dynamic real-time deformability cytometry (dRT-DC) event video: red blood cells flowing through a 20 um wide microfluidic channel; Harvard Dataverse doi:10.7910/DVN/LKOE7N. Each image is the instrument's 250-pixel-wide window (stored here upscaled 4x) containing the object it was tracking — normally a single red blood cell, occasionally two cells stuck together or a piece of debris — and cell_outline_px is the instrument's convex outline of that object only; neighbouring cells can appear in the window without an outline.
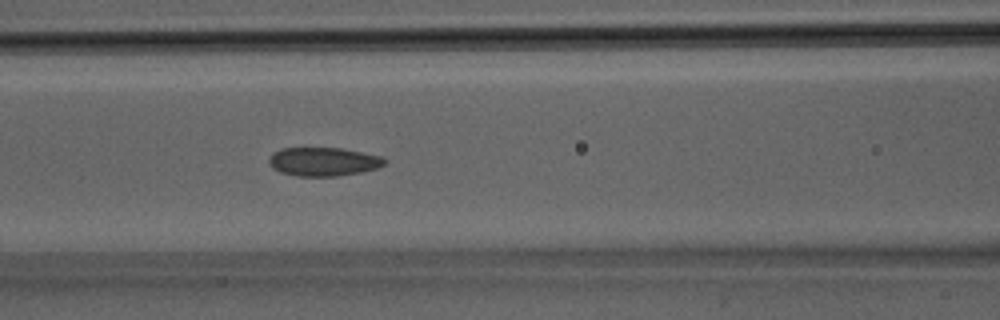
{"species": "Egyptian fruit bat (a non-hibernating species)", "species_latin": "Rousettus aegyptiacus", "temperature_condition": "room temperature", "stored_images_in_passage": 24, "camera_frame_rate_fps": 3000, "um_per_image_px": 0.085, "animal": {"sex": "male"}, "frame": {"image": 1, "passage_image": 5, "time_ms": 1.333, "image_size_px": [1000, 320], "cell_outline_px": [[388, 160], [384, 164], [376, 168], [360, 172], [336, 176], [296, 176], [280, 172], [272, 168], [268, 164], [268, 156], [272, 152], [280, 148], [340, 148], [380, 156]], "centroid_in_image_um": [27.41, 13.74], "position_along_channel_um": 139.2, "area_um2": 19.36}}
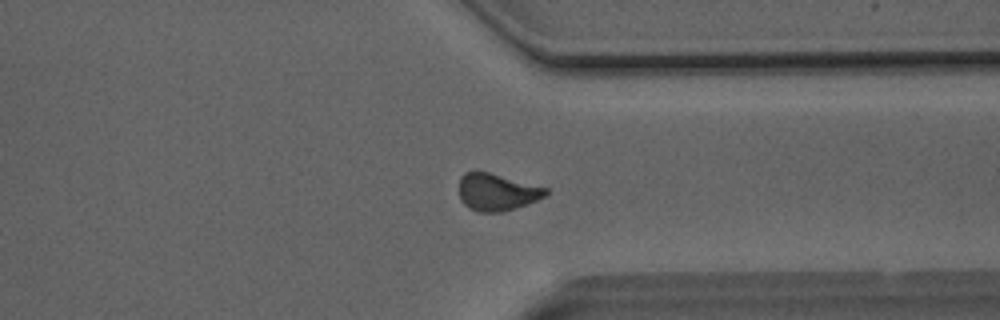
{"frame": {"image": 2, "passage_image": 16, "time_ms": 5.0, "image_size_px": [1000, 320], "cell_outline_px": [[548, 192], [544, 196], [528, 204], [500, 212], [480, 212], [468, 208], [460, 200], [460, 176], [464, 172], [488, 172], [548, 188]], "centroid_in_image_um": [42.22, 16.33], "position_along_channel_um": 369.2, "area_um2": 18.55}}
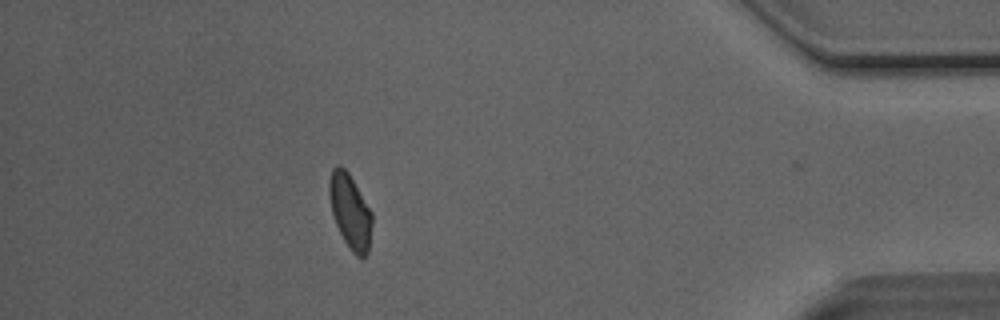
{"frame": {"image": 3, "passage_image": 20, "time_ms": 6.333, "image_size_px": [1000, 320], "cell_outline_px": [[372, 224], [368, 252], [364, 256], [356, 256], [352, 252], [344, 240], [336, 224], [332, 212], [328, 196], [328, 180], [332, 168], [336, 164], [340, 164], [348, 172], [372, 212]], "centroid_in_image_um": [29.74, 17.92], "position_along_channel_um": 405.5, "area_um2": 18.61}}